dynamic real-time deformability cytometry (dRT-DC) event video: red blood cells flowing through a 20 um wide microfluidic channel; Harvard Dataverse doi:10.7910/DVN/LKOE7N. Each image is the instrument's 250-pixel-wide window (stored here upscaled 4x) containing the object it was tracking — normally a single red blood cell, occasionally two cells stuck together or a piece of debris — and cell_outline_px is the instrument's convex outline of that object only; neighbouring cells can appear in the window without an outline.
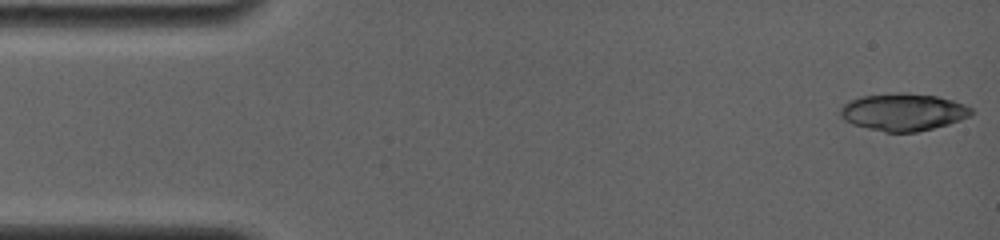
{"species": "common noctule bat (a hibernating species)", "species_latin": "Nyctalus noctula", "temperature_condition": "room temperature", "stored_images_in_passage": 12, "camera_frame_rate_fps": 4000, "um_per_image_px": 0.085, "animal": {"sex": "female", "body_mass_g": 19.0, "forearm_length_mm": 56.7}, "frame": {"image": 1, "passage_image": 1, "time_ms": 0.0, "image_size_px": [1000, 240], "cell_outline_px": [[972, 112], [968, 116], [960, 120], [948, 124], [916, 132], [884, 132], [852, 124], [844, 120], [840, 116], [840, 108], [848, 100], [860, 96], [896, 92], [904, 92], [936, 96], [952, 100], [964, 104], [972, 108]], "centroid_in_image_um": [76.73, 9.51], "position_along_channel_um": 8.3, "area_um2": 28.55}}
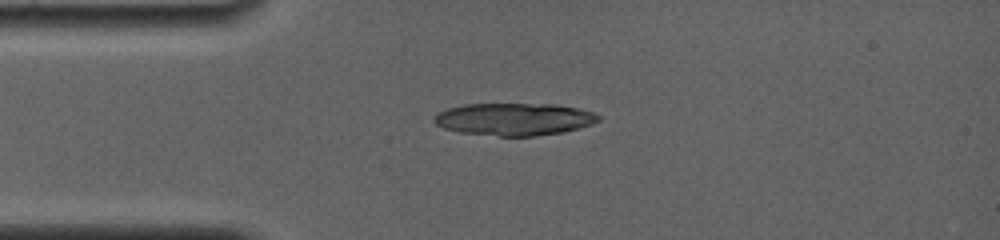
{"frame": {"image": 2, "passage_image": 12, "time_ms": 3.5, "image_size_px": [1000, 240], "cell_outline_px": [[600, 120], [592, 124], [580, 128], [564, 132], [536, 136], [500, 136], [460, 132], [444, 128], [436, 124], [432, 120], [440, 112], [448, 108], [464, 104], [556, 104], [576, 108], [592, 112], [600, 116]], "centroid_in_image_um": [43.73, 10.13], "position_along_channel_um": 41.3, "area_um2": 30.98}}